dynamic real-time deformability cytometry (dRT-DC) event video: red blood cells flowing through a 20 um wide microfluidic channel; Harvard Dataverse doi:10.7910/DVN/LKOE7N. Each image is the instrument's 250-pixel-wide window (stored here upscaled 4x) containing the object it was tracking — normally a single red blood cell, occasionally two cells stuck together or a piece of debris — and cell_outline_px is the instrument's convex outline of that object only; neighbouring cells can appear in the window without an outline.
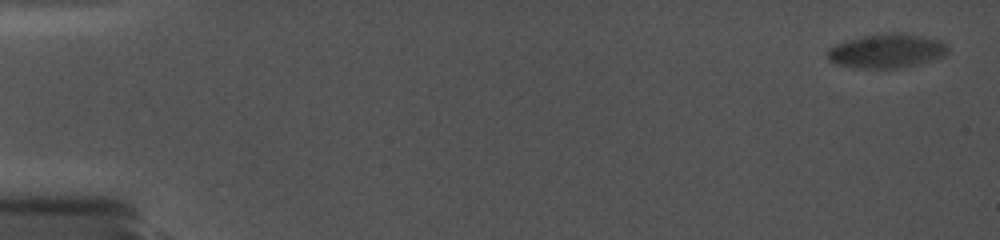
{"species": "common noctule bat (a hibernating species)", "species_latin": "Nyctalus noctula", "temperature_condition": "cold", "stored_images_in_passage": 17, "camera_frame_rate_fps": 5000, "um_per_image_px": 0.085, "animal": {"sex": "female", "body_mass_g": 19.0, "forearm_length_mm": 56.7}, "frame": {"image": 1, "passage_image": 1, "time_ms": 0.0, "image_size_px": [1000, 240], "cell_outline_px": [[948, 52], [944, 56], [916, 64], [900, 68], [852, 68], [836, 64], [828, 60], [828, 48], [844, 40], [864, 36], [888, 32], [900, 32], [940, 40], [948, 44]], "centroid_in_image_um": [75.35, 4.32], "position_along_channel_um": 9.7, "area_um2": 24.04}}
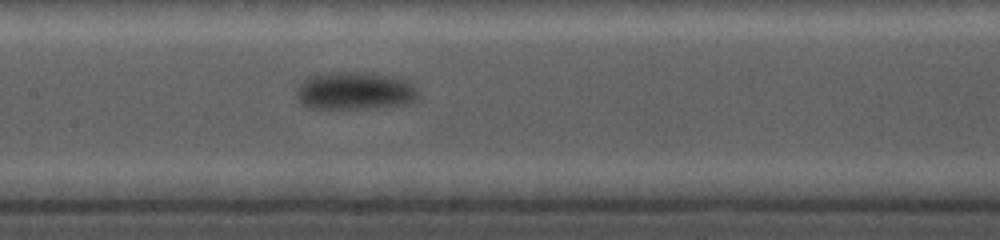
{"frame": {"image": 2, "passage_image": 13, "time_ms": 9.8, "image_size_px": [1000, 240], "cell_outline_px": [[420, 92], [416, 100], [408, 104], [376, 108], [312, 108], [304, 104], [296, 96], [296, 92], [300, 84], [308, 76], [332, 72], [368, 72], [396, 76], [408, 80]], "centroid_in_image_um": [30.24, 7.71], "position_along_channel_um": 177.2, "area_um2": 27.11}}
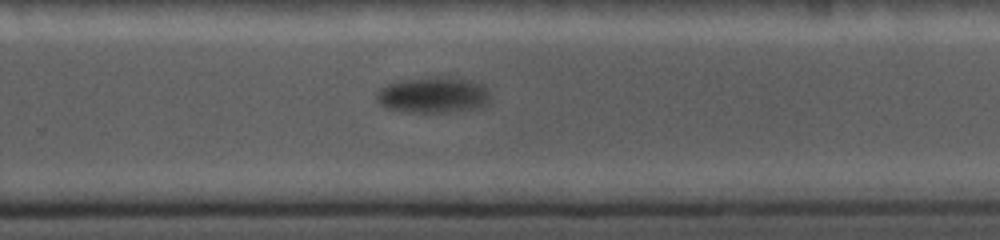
{"frame": {"image": 3, "passage_image": 17, "time_ms": 13.2, "image_size_px": [1000, 240], "cell_outline_px": [[492, 96], [488, 104], [480, 108], [448, 112], [408, 112], [384, 108], [376, 100], [376, 92], [380, 88], [388, 84], [404, 80], [436, 76], [444, 76], [472, 80], [484, 84], [488, 88]], "centroid_in_image_um": [36.88, 8.07], "position_along_channel_um": 292.9, "area_um2": 24.39}}